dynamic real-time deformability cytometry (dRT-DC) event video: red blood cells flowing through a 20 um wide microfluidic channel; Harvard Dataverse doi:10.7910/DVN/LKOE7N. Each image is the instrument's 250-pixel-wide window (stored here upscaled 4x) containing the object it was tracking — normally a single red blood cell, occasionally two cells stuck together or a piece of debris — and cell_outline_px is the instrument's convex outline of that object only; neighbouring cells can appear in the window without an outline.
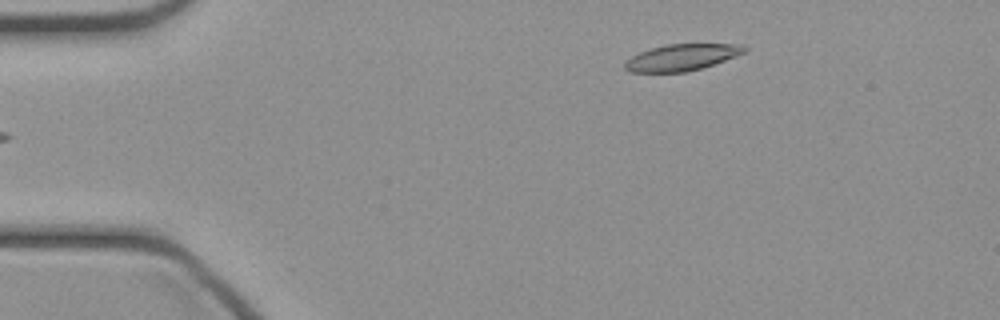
{"species": "common noctule bat (a hibernating species)", "species_latin": "Nyctalus noctula", "temperature_condition": "cold", "stored_images_in_passage": 40, "camera_frame_rate_fps": 3000, "um_per_image_px": 0.085, "animal": {"sex": "female", "body_mass_g": 21.9}, "frame": {"image": 1, "passage_image": 1, "time_ms": 0.0, "image_size_px": [1000, 320], "cell_outline_px": [[748, 52], [704, 68], [688, 72], [628, 72], [624, 68], [624, 64], [632, 56], [640, 52], [652, 48], [668, 44], [744, 44], [748, 48]], "centroid_in_image_um": [58.02, 4.88], "position_along_channel_um": 27.0, "area_um2": 18.67}}
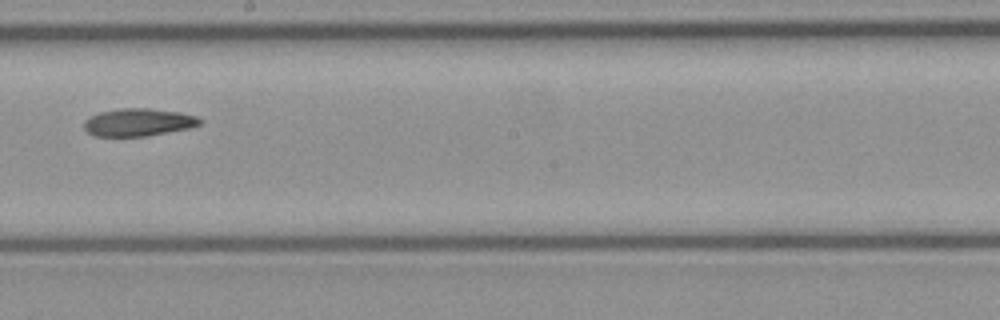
{"frame": {"image": 2, "passage_image": 20, "time_ms": 6.333, "image_size_px": [1000, 320], "cell_outline_px": [[200, 124], [188, 128], [148, 136], [92, 136], [84, 128], [84, 120], [88, 116], [100, 112], [120, 108], [148, 108], [180, 112], [196, 116], [200, 120]], "centroid_in_image_um": [11.71, 10.39], "position_along_channel_um": 236.5, "area_um2": 18.67}}
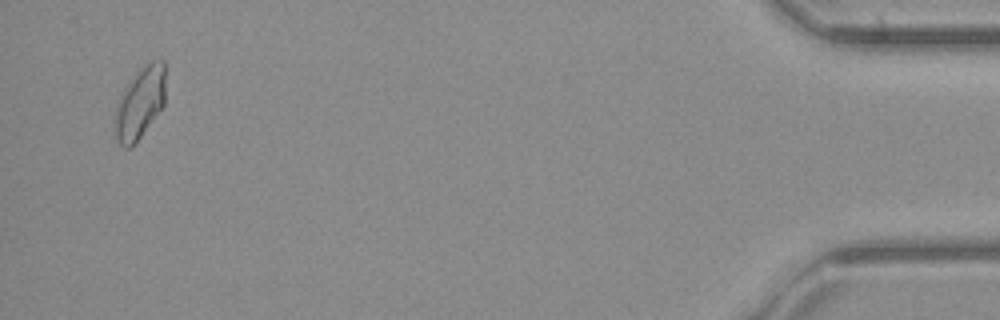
{"frame": {"image": 3, "passage_image": 39, "time_ms": 12.667, "image_size_px": [1000, 320], "cell_outline_px": [[164, 104], [132, 148], [124, 148], [116, 140], [112, 120], [116, 104], [128, 80], [144, 64], [152, 60], [164, 60]], "centroid_in_image_um": [11.83, 8.77], "position_along_channel_um": 423.4, "area_um2": 21.44}}